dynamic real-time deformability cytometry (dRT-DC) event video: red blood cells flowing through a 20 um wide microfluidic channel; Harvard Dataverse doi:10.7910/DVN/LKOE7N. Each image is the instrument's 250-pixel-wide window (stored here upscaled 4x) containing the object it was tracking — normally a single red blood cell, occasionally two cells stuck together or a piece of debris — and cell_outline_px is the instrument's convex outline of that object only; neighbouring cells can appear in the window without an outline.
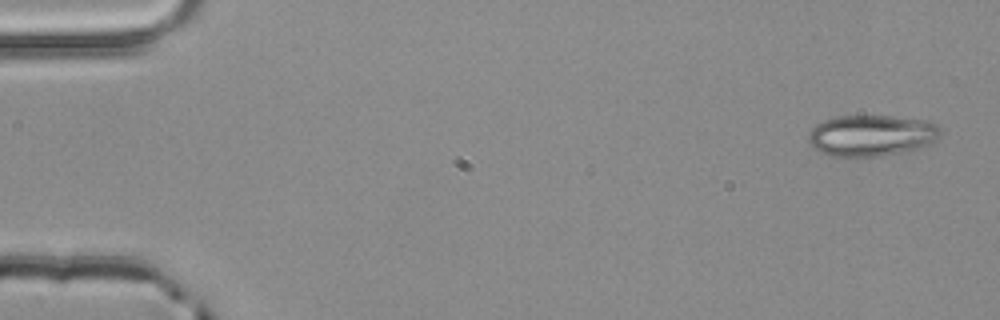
{"species": "common noctule bat (a hibernating species)", "species_latin": "Nyctalus noctula", "temperature_condition": "room temperature", "stored_images_in_passage": 4, "camera_frame_rate_fps": 3000, "um_per_image_px": 0.085, "animal": {"sex": "male", "body_mass_g": 20.4}, "frame": {"image": 1, "passage_image": 1, "time_ms": 0.0, "image_size_px": [1000, 320], "cell_outline_px": [[940, 136], [932, 144], [920, 148], [904, 152], [880, 156], [828, 156], [812, 148], [808, 140], [808, 132], [816, 124], [824, 120], [836, 116], [892, 116], [928, 120], [936, 124], [940, 128]], "centroid_in_image_um": [74.08, 11.52], "position_along_channel_um": 10.9, "area_um2": 32.14}}